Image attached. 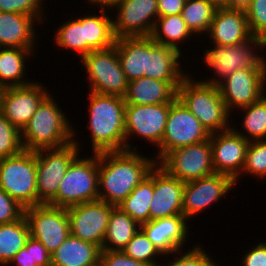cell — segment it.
<instances>
[{
	"instance_id": "8992f818",
	"label": "cell",
	"mask_w": 266,
	"mask_h": 266,
	"mask_svg": "<svg viewBox=\"0 0 266 266\" xmlns=\"http://www.w3.org/2000/svg\"><path fill=\"white\" fill-rule=\"evenodd\" d=\"M93 159H77L70 163L57 195L48 205L69 208L99 199L98 154Z\"/></svg>"
},
{
	"instance_id": "7bdbcfd3",
	"label": "cell",
	"mask_w": 266,
	"mask_h": 266,
	"mask_svg": "<svg viewBox=\"0 0 266 266\" xmlns=\"http://www.w3.org/2000/svg\"><path fill=\"white\" fill-rule=\"evenodd\" d=\"M99 266H157V265L134 260L129 256H127L122 250H102L100 253Z\"/></svg>"
},
{
	"instance_id": "9a60e30c",
	"label": "cell",
	"mask_w": 266,
	"mask_h": 266,
	"mask_svg": "<svg viewBox=\"0 0 266 266\" xmlns=\"http://www.w3.org/2000/svg\"><path fill=\"white\" fill-rule=\"evenodd\" d=\"M248 44L263 47L261 39L256 36L232 46L216 44L215 49L206 50V63L224 79L239 69H266L264 59L254 55Z\"/></svg>"
},
{
	"instance_id": "7dc6e473",
	"label": "cell",
	"mask_w": 266,
	"mask_h": 266,
	"mask_svg": "<svg viewBox=\"0 0 266 266\" xmlns=\"http://www.w3.org/2000/svg\"><path fill=\"white\" fill-rule=\"evenodd\" d=\"M186 0H158V15L165 17L168 15L181 14Z\"/></svg>"
},
{
	"instance_id": "f907efd6",
	"label": "cell",
	"mask_w": 266,
	"mask_h": 266,
	"mask_svg": "<svg viewBox=\"0 0 266 266\" xmlns=\"http://www.w3.org/2000/svg\"><path fill=\"white\" fill-rule=\"evenodd\" d=\"M116 0H90V2H94V3H100V5L102 4V6L105 5L106 6H110L113 2H115Z\"/></svg>"
},
{
	"instance_id": "5b68a950",
	"label": "cell",
	"mask_w": 266,
	"mask_h": 266,
	"mask_svg": "<svg viewBox=\"0 0 266 266\" xmlns=\"http://www.w3.org/2000/svg\"><path fill=\"white\" fill-rule=\"evenodd\" d=\"M0 189L24 209L43 204L37 192L36 151L23 150L18 155L0 159Z\"/></svg>"
},
{
	"instance_id": "52a82bcc",
	"label": "cell",
	"mask_w": 266,
	"mask_h": 266,
	"mask_svg": "<svg viewBox=\"0 0 266 266\" xmlns=\"http://www.w3.org/2000/svg\"><path fill=\"white\" fill-rule=\"evenodd\" d=\"M82 60L89 73L90 92L125 97L129 81L122 70L115 45L91 51Z\"/></svg>"
},
{
	"instance_id": "f1b7e54d",
	"label": "cell",
	"mask_w": 266,
	"mask_h": 266,
	"mask_svg": "<svg viewBox=\"0 0 266 266\" xmlns=\"http://www.w3.org/2000/svg\"><path fill=\"white\" fill-rule=\"evenodd\" d=\"M101 16L84 17V41L86 55L94 50H103L115 45L116 37L113 30V20L105 14V6L101 7Z\"/></svg>"
},
{
	"instance_id": "ee69618b",
	"label": "cell",
	"mask_w": 266,
	"mask_h": 266,
	"mask_svg": "<svg viewBox=\"0 0 266 266\" xmlns=\"http://www.w3.org/2000/svg\"><path fill=\"white\" fill-rule=\"evenodd\" d=\"M41 0H0V12L38 16Z\"/></svg>"
},
{
	"instance_id": "4316f807",
	"label": "cell",
	"mask_w": 266,
	"mask_h": 266,
	"mask_svg": "<svg viewBox=\"0 0 266 266\" xmlns=\"http://www.w3.org/2000/svg\"><path fill=\"white\" fill-rule=\"evenodd\" d=\"M115 48L127 80L144 77L147 63V36L120 37Z\"/></svg>"
},
{
	"instance_id": "8fae6325",
	"label": "cell",
	"mask_w": 266,
	"mask_h": 266,
	"mask_svg": "<svg viewBox=\"0 0 266 266\" xmlns=\"http://www.w3.org/2000/svg\"><path fill=\"white\" fill-rule=\"evenodd\" d=\"M78 144L73 141L65 146L36 151L38 199L48 204L56 195L70 163L77 157ZM51 153L44 155V152Z\"/></svg>"
},
{
	"instance_id": "8d00e7d4",
	"label": "cell",
	"mask_w": 266,
	"mask_h": 266,
	"mask_svg": "<svg viewBox=\"0 0 266 266\" xmlns=\"http://www.w3.org/2000/svg\"><path fill=\"white\" fill-rule=\"evenodd\" d=\"M11 262H17L19 266H51V253L40 241L30 236L25 247L17 252Z\"/></svg>"
},
{
	"instance_id": "9c48e42d",
	"label": "cell",
	"mask_w": 266,
	"mask_h": 266,
	"mask_svg": "<svg viewBox=\"0 0 266 266\" xmlns=\"http://www.w3.org/2000/svg\"><path fill=\"white\" fill-rule=\"evenodd\" d=\"M210 135L189 109L176 98L170 105L158 158L161 160L175 148L209 140Z\"/></svg>"
},
{
	"instance_id": "7402d4cb",
	"label": "cell",
	"mask_w": 266,
	"mask_h": 266,
	"mask_svg": "<svg viewBox=\"0 0 266 266\" xmlns=\"http://www.w3.org/2000/svg\"><path fill=\"white\" fill-rule=\"evenodd\" d=\"M184 215L149 220L139 227L161 254L175 253L185 242L187 225Z\"/></svg>"
},
{
	"instance_id": "ffe728a7",
	"label": "cell",
	"mask_w": 266,
	"mask_h": 266,
	"mask_svg": "<svg viewBox=\"0 0 266 266\" xmlns=\"http://www.w3.org/2000/svg\"><path fill=\"white\" fill-rule=\"evenodd\" d=\"M153 168L154 194L150 203V220L183 215L185 182L169 175L162 167Z\"/></svg>"
},
{
	"instance_id": "3957f363",
	"label": "cell",
	"mask_w": 266,
	"mask_h": 266,
	"mask_svg": "<svg viewBox=\"0 0 266 266\" xmlns=\"http://www.w3.org/2000/svg\"><path fill=\"white\" fill-rule=\"evenodd\" d=\"M58 107L50 95L41 102L21 131V138L26 139L22 140L24 150L59 148L73 142V129Z\"/></svg>"
},
{
	"instance_id": "681fc988",
	"label": "cell",
	"mask_w": 266,
	"mask_h": 266,
	"mask_svg": "<svg viewBox=\"0 0 266 266\" xmlns=\"http://www.w3.org/2000/svg\"><path fill=\"white\" fill-rule=\"evenodd\" d=\"M210 2L215 8H228V0H207Z\"/></svg>"
},
{
	"instance_id": "d6a6232c",
	"label": "cell",
	"mask_w": 266,
	"mask_h": 266,
	"mask_svg": "<svg viewBox=\"0 0 266 266\" xmlns=\"http://www.w3.org/2000/svg\"><path fill=\"white\" fill-rule=\"evenodd\" d=\"M157 20L160 22L159 25ZM190 34H192V32L182 19L181 14H174L158 17L150 37L157 44L173 47L176 50H179L177 42L182 41L184 38L186 39ZM164 37L167 38V40Z\"/></svg>"
},
{
	"instance_id": "b9f144b4",
	"label": "cell",
	"mask_w": 266,
	"mask_h": 266,
	"mask_svg": "<svg viewBox=\"0 0 266 266\" xmlns=\"http://www.w3.org/2000/svg\"><path fill=\"white\" fill-rule=\"evenodd\" d=\"M24 216V208L0 189V224L11 223Z\"/></svg>"
},
{
	"instance_id": "d4e9b609",
	"label": "cell",
	"mask_w": 266,
	"mask_h": 266,
	"mask_svg": "<svg viewBox=\"0 0 266 266\" xmlns=\"http://www.w3.org/2000/svg\"><path fill=\"white\" fill-rule=\"evenodd\" d=\"M101 248L72 235L51 254V266H99Z\"/></svg>"
},
{
	"instance_id": "bcb514c9",
	"label": "cell",
	"mask_w": 266,
	"mask_h": 266,
	"mask_svg": "<svg viewBox=\"0 0 266 266\" xmlns=\"http://www.w3.org/2000/svg\"><path fill=\"white\" fill-rule=\"evenodd\" d=\"M244 266H266V243L259 244L245 255Z\"/></svg>"
},
{
	"instance_id": "f5cc1de1",
	"label": "cell",
	"mask_w": 266,
	"mask_h": 266,
	"mask_svg": "<svg viewBox=\"0 0 266 266\" xmlns=\"http://www.w3.org/2000/svg\"><path fill=\"white\" fill-rule=\"evenodd\" d=\"M4 88L0 86V109H1V97L3 94Z\"/></svg>"
},
{
	"instance_id": "30bf717a",
	"label": "cell",
	"mask_w": 266,
	"mask_h": 266,
	"mask_svg": "<svg viewBox=\"0 0 266 266\" xmlns=\"http://www.w3.org/2000/svg\"><path fill=\"white\" fill-rule=\"evenodd\" d=\"M30 236L40 241L52 254L70 235L67 208L48 204L24 209Z\"/></svg>"
},
{
	"instance_id": "ba28073f",
	"label": "cell",
	"mask_w": 266,
	"mask_h": 266,
	"mask_svg": "<svg viewBox=\"0 0 266 266\" xmlns=\"http://www.w3.org/2000/svg\"><path fill=\"white\" fill-rule=\"evenodd\" d=\"M159 162L160 167L169 175L182 182L204 178L215 173L210 139L175 148Z\"/></svg>"
},
{
	"instance_id": "603a6c76",
	"label": "cell",
	"mask_w": 266,
	"mask_h": 266,
	"mask_svg": "<svg viewBox=\"0 0 266 266\" xmlns=\"http://www.w3.org/2000/svg\"><path fill=\"white\" fill-rule=\"evenodd\" d=\"M209 33L214 44L223 46L236 45L252 37L246 11L228 8L216 9Z\"/></svg>"
},
{
	"instance_id": "cb8c5ba5",
	"label": "cell",
	"mask_w": 266,
	"mask_h": 266,
	"mask_svg": "<svg viewBox=\"0 0 266 266\" xmlns=\"http://www.w3.org/2000/svg\"><path fill=\"white\" fill-rule=\"evenodd\" d=\"M176 98L177 90L169 82L147 77L130 81L124 97L126 104L137 105L172 103Z\"/></svg>"
},
{
	"instance_id": "ac0fdd59",
	"label": "cell",
	"mask_w": 266,
	"mask_h": 266,
	"mask_svg": "<svg viewBox=\"0 0 266 266\" xmlns=\"http://www.w3.org/2000/svg\"><path fill=\"white\" fill-rule=\"evenodd\" d=\"M48 95L38 83L4 88L0 112L22 131Z\"/></svg>"
},
{
	"instance_id": "1f68e13d",
	"label": "cell",
	"mask_w": 266,
	"mask_h": 266,
	"mask_svg": "<svg viewBox=\"0 0 266 266\" xmlns=\"http://www.w3.org/2000/svg\"><path fill=\"white\" fill-rule=\"evenodd\" d=\"M32 48L4 47L0 50V86L3 88L17 87L30 84L20 80L23 78L24 57L31 55ZM29 53V54H27ZM14 79V80H13ZM10 80L9 82L5 81ZM13 80V82H12Z\"/></svg>"
},
{
	"instance_id": "44dd1931",
	"label": "cell",
	"mask_w": 266,
	"mask_h": 266,
	"mask_svg": "<svg viewBox=\"0 0 266 266\" xmlns=\"http://www.w3.org/2000/svg\"><path fill=\"white\" fill-rule=\"evenodd\" d=\"M181 52L173 47L157 44L147 36V63L144 77L169 82L176 90L187 75L181 73L178 59Z\"/></svg>"
},
{
	"instance_id": "277c9868",
	"label": "cell",
	"mask_w": 266,
	"mask_h": 266,
	"mask_svg": "<svg viewBox=\"0 0 266 266\" xmlns=\"http://www.w3.org/2000/svg\"><path fill=\"white\" fill-rule=\"evenodd\" d=\"M187 76L177 89V98L200 121L210 134L217 130L225 131L228 125L229 111L217 85L204 82L194 83ZM225 129V130H223Z\"/></svg>"
},
{
	"instance_id": "e575fe53",
	"label": "cell",
	"mask_w": 266,
	"mask_h": 266,
	"mask_svg": "<svg viewBox=\"0 0 266 266\" xmlns=\"http://www.w3.org/2000/svg\"><path fill=\"white\" fill-rule=\"evenodd\" d=\"M58 46L79 52L81 57L86 55V41H84V18L66 22L56 34Z\"/></svg>"
},
{
	"instance_id": "4fadbf2b",
	"label": "cell",
	"mask_w": 266,
	"mask_h": 266,
	"mask_svg": "<svg viewBox=\"0 0 266 266\" xmlns=\"http://www.w3.org/2000/svg\"><path fill=\"white\" fill-rule=\"evenodd\" d=\"M266 69H239L225 78L224 82L212 79L203 81L217 85L228 111L231 107L242 108L258 101L263 95Z\"/></svg>"
},
{
	"instance_id": "f6af8a7d",
	"label": "cell",
	"mask_w": 266,
	"mask_h": 266,
	"mask_svg": "<svg viewBox=\"0 0 266 266\" xmlns=\"http://www.w3.org/2000/svg\"><path fill=\"white\" fill-rule=\"evenodd\" d=\"M210 257L201 250V247L192 249V251L186 252L181 258L169 263L167 266H218L213 263Z\"/></svg>"
},
{
	"instance_id": "7c38bea8",
	"label": "cell",
	"mask_w": 266,
	"mask_h": 266,
	"mask_svg": "<svg viewBox=\"0 0 266 266\" xmlns=\"http://www.w3.org/2000/svg\"><path fill=\"white\" fill-rule=\"evenodd\" d=\"M114 207L98 199L67 208L70 235L102 249L110 213Z\"/></svg>"
},
{
	"instance_id": "6da1fadb",
	"label": "cell",
	"mask_w": 266,
	"mask_h": 266,
	"mask_svg": "<svg viewBox=\"0 0 266 266\" xmlns=\"http://www.w3.org/2000/svg\"><path fill=\"white\" fill-rule=\"evenodd\" d=\"M108 160V161H107ZM156 166L135 151L122 150L98 153L99 199L118 207Z\"/></svg>"
},
{
	"instance_id": "ab89813d",
	"label": "cell",
	"mask_w": 266,
	"mask_h": 266,
	"mask_svg": "<svg viewBox=\"0 0 266 266\" xmlns=\"http://www.w3.org/2000/svg\"><path fill=\"white\" fill-rule=\"evenodd\" d=\"M242 170L259 177L266 176V141H250Z\"/></svg>"
},
{
	"instance_id": "836d02e7",
	"label": "cell",
	"mask_w": 266,
	"mask_h": 266,
	"mask_svg": "<svg viewBox=\"0 0 266 266\" xmlns=\"http://www.w3.org/2000/svg\"><path fill=\"white\" fill-rule=\"evenodd\" d=\"M217 8L207 0H186L181 16L192 33L209 31Z\"/></svg>"
},
{
	"instance_id": "74e56055",
	"label": "cell",
	"mask_w": 266,
	"mask_h": 266,
	"mask_svg": "<svg viewBox=\"0 0 266 266\" xmlns=\"http://www.w3.org/2000/svg\"><path fill=\"white\" fill-rule=\"evenodd\" d=\"M20 134L21 131L0 112V159L18 155L24 150Z\"/></svg>"
},
{
	"instance_id": "d6986e66",
	"label": "cell",
	"mask_w": 266,
	"mask_h": 266,
	"mask_svg": "<svg viewBox=\"0 0 266 266\" xmlns=\"http://www.w3.org/2000/svg\"><path fill=\"white\" fill-rule=\"evenodd\" d=\"M235 181L228 175H213L185 182L183 189L182 208L186 218L203 210L226 194Z\"/></svg>"
},
{
	"instance_id": "816d5d0a",
	"label": "cell",
	"mask_w": 266,
	"mask_h": 266,
	"mask_svg": "<svg viewBox=\"0 0 266 266\" xmlns=\"http://www.w3.org/2000/svg\"><path fill=\"white\" fill-rule=\"evenodd\" d=\"M262 46H266V32L260 37Z\"/></svg>"
},
{
	"instance_id": "f546056e",
	"label": "cell",
	"mask_w": 266,
	"mask_h": 266,
	"mask_svg": "<svg viewBox=\"0 0 266 266\" xmlns=\"http://www.w3.org/2000/svg\"><path fill=\"white\" fill-rule=\"evenodd\" d=\"M136 225L138 223L127 213L114 207L110 213L101 250H122L140 229V227L136 228ZM107 243L113 244L114 247L107 245Z\"/></svg>"
},
{
	"instance_id": "d590c367",
	"label": "cell",
	"mask_w": 266,
	"mask_h": 266,
	"mask_svg": "<svg viewBox=\"0 0 266 266\" xmlns=\"http://www.w3.org/2000/svg\"><path fill=\"white\" fill-rule=\"evenodd\" d=\"M248 110L243 122L245 130L252 139L264 140L266 136V97L262 96L258 101L242 107V110Z\"/></svg>"
},
{
	"instance_id": "2e32d148",
	"label": "cell",
	"mask_w": 266,
	"mask_h": 266,
	"mask_svg": "<svg viewBox=\"0 0 266 266\" xmlns=\"http://www.w3.org/2000/svg\"><path fill=\"white\" fill-rule=\"evenodd\" d=\"M220 132L219 136L212 133L209 138L212 148V164L215 173L228 175L236 182L245 163L250 139L233 128Z\"/></svg>"
},
{
	"instance_id": "4dcf8cb0",
	"label": "cell",
	"mask_w": 266,
	"mask_h": 266,
	"mask_svg": "<svg viewBox=\"0 0 266 266\" xmlns=\"http://www.w3.org/2000/svg\"><path fill=\"white\" fill-rule=\"evenodd\" d=\"M29 237L25 216L11 223L0 224V264H9L17 252L25 247Z\"/></svg>"
},
{
	"instance_id": "f35d334b",
	"label": "cell",
	"mask_w": 266,
	"mask_h": 266,
	"mask_svg": "<svg viewBox=\"0 0 266 266\" xmlns=\"http://www.w3.org/2000/svg\"><path fill=\"white\" fill-rule=\"evenodd\" d=\"M122 251L134 260L154 265L157 264L152 260V257L154 258L155 255L161 254L154 244L148 239L145 233L140 229L122 249Z\"/></svg>"
},
{
	"instance_id": "e0dca14e",
	"label": "cell",
	"mask_w": 266,
	"mask_h": 266,
	"mask_svg": "<svg viewBox=\"0 0 266 266\" xmlns=\"http://www.w3.org/2000/svg\"><path fill=\"white\" fill-rule=\"evenodd\" d=\"M171 103L137 105L126 104L125 136L134 132L160 146Z\"/></svg>"
},
{
	"instance_id": "484cf974",
	"label": "cell",
	"mask_w": 266,
	"mask_h": 266,
	"mask_svg": "<svg viewBox=\"0 0 266 266\" xmlns=\"http://www.w3.org/2000/svg\"><path fill=\"white\" fill-rule=\"evenodd\" d=\"M35 16L0 12V48H32Z\"/></svg>"
},
{
	"instance_id": "7a4b0ae2",
	"label": "cell",
	"mask_w": 266,
	"mask_h": 266,
	"mask_svg": "<svg viewBox=\"0 0 266 266\" xmlns=\"http://www.w3.org/2000/svg\"><path fill=\"white\" fill-rule=\"evenodd\" d=\"M89 97V127L94 154L129 150L131 146L126 143L125 136V99L94 92H91Z\"/></svg>"
},
{
	"instance_id": "83f0119b",
	"label": "cell",
	"mask_w": 266,
	"mask_h": 266,
	"mask_svg": "<svg viewBox=\"0 0 266 266\" xmlns=\"http://www.w3.org/2000/svg\"><path fill=\"white\" fill-rule=\"evenodd\" d=\"M154 194L153 169L135 189L124 199L118 208L134 219L139 226L150 220V203Z\"/></svg>"
},
{
	"instance_id": "c3c4849f",
	"label": "cell",
	"mask_w": 266,
	"mask_h": 266,
	"mask_svg": "<svg viewBox=\"0 0 266 266\" xmlns=\"http://www.w3.org/2000/svg\"><path fill=\"white\" fill-rule=\"evenodd\" d=\"M252 0H228V9L246 11Z\"/></svg>"
},
{
	"instance_id": "5bb4252c",
	"label": "cell",
	"mask_w": 266,
	"mask_h": 266,
	"mask_svg": "<svg viewBox=\"0 0 266 266\" xmlns=\"http://www.w3.org/2000/svg\"><path fill=\"white\" fill-rule=\"evenodd\" d=\"M158 0H116L110 5L118 6V17L113 21L116 38L150 36L156 21L151 17H159ZM153 15V16H152ZM149 20V21H148Z\"/></svg>"
},
{
	"instance_id": "60d3db41",
	"label": "cell",
	"mask_w": 266,
	"mask_h": 266,
	"mask_svg": "<svg viewBox=\"0 0 266 266\" xmlns=\"http://www.w3.org/2000/svg\"><path fill=\"white\" fill-rule=\"evenodd\" d=\"M246 15L251 35L260 38L266 32V0H252Z\"/></svg>"
}]
</instances>
